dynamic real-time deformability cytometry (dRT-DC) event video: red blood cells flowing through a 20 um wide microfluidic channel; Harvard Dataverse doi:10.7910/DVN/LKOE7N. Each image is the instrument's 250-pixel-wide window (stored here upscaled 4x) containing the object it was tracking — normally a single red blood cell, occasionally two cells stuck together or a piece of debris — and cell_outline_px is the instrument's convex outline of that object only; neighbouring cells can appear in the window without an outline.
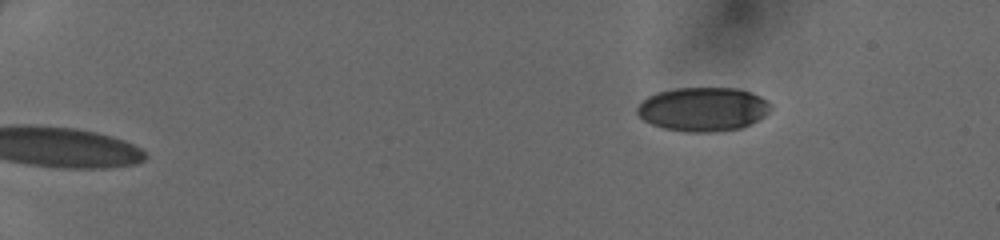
{"species": "human", "species_latin": "Homo sapiens", "temperature_condition": "cold", "stored_images_in_passage": 42, "camera_frame_rate_fps": 3000, "um_per_image_px": 0.085, "donor": {"sex": "female"}, "frame": {"image": 1, "passage_image": 1, "time_ms": 0.0, "image_size_px": [1000, 240], "cell_outline_px": [[772, 108], [764, 116], [740, 128], [712, 132], [688, 132], [664, 128], [652, 124], [644, 120], [636, 112], [636, 108], [648, 96], [656, 92], [676, 88], [736, 88], [760, 96], [768, 100], [772, 104]], "centroid_in_image_um": [59.76, 9.27], "position_along_channel_um": 25.2, "area_um2": 34.04}}
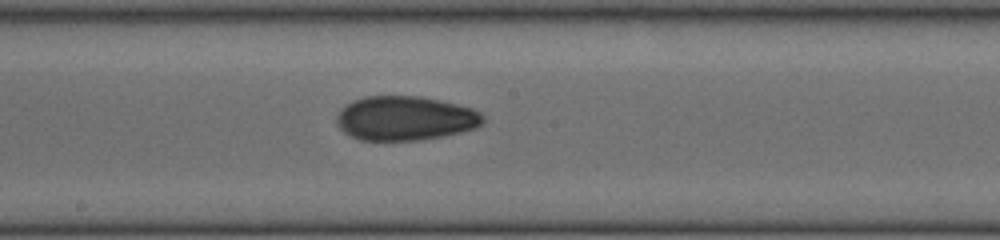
{"frame": {"image": 2, "passage_image": 23, "time_ms": 7.333, "image_size_px": [1000, 240], "cell_outline_px": [[484, 124], [476, 128], [444, 136], [420, 140], [360, 140], [344, 132], [336, 124], [336, 116], [340, 108], [352, 100], [364, 96], [420, 96], [440, 100], [472, 108], [480, 112], [484, 116]], "centroid_in_image_um": [34.43, 10.05], "position_along_channel_um": 213.8, "area_um2": 38.09}}
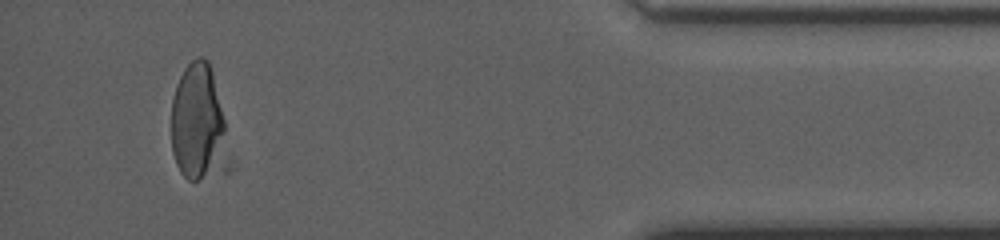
{"frame": {"image": 3, "passage_image": 40, "time_ms": 13.0, "image_size_px": [1000, 240], "cell_outline_px": [[224, 128], [216, 168], [200, 180], [188, 180], [180, 172], [176, 164], [172, 152], [172, 100], [176, 84], [184, 68], [196, 56], [204, 56], [208, 60], [212, 72], [224, 120]], "centroid_in_image_um": [16.71, 10.28], "position_along_channel_um": 418.5, "area_um2": 36.3}}